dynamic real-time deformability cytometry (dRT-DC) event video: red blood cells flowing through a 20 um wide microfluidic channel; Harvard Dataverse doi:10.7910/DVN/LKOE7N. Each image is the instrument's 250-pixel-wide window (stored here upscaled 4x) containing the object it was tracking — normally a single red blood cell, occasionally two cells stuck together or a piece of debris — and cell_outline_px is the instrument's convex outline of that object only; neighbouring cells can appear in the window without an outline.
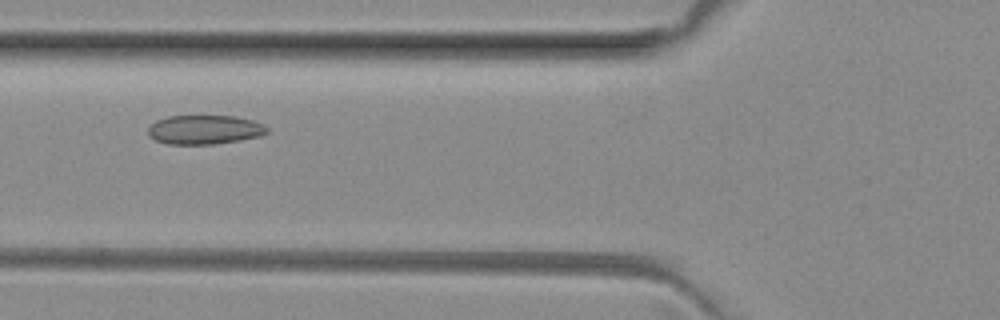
{"species": "common noctule bat (a hibernating species)", "species_latin": "Nyctalus noctula", "temperature_condition": "room temperature", "stored_images_in_passage": 49, "camera_frame_rate_fps": 3000, "um_per_image_px": 0.085, "animal": {"sex": "female", "body_mass_g": 29.2, "forearm_length_mm": 56.3}, "frame": {"image": 1, "passage_image": 17, "time_ms": 5.333, "image_size_px": [1000, 320], "cell_outline_px": [[268, 132], [260, 136], [240, 140], [212, 144], [168, 144], [156, 140], [148, 136], [148, 128], [156, 120], [168, 116], [236, 116], [252, 120], [264, 124], [268, 128]], "centroid_in_image_um": [17.39, 11.02], "position_along_channel_um": 108.4, "area_um2": 20.23}}
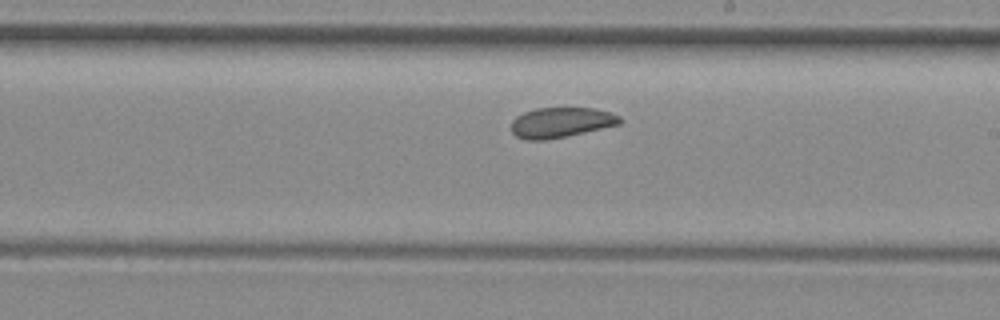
{"frame": {"image": 2, "passage_image": 27, "time_ms": 8.667, "image_size_px": [1000, 320], "cell_outline_px": [[624, 120], [620, 124], [584, 132], [544, 140], [528, 140], [516, 136], [512, 132], [512, 120], [516, 116], [524, 112], [536, 108], [596, 108], [620, 116]], "centroid_in_image_um": [47.69, 10.4], "position_along_channel_um": 241.3, "area_um2": 18.96}}
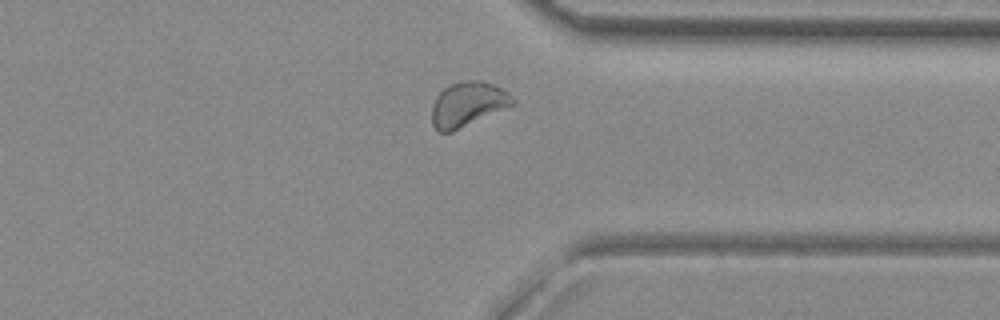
{"frame": {"image": 3, "passage_image": 37, "time_ms": 12.0, "image_size_px": [1000, 320], "cell_outline_px": [[516, 104], [452, 132], [440, 132], [432, 124], [432, 104], [436, 96], [444, 88], [460, 80], [480, 80], [492, 84], [508, 92], [516, 100]], "centroid_in_image_um": [39.77, 8.85], "position_along_channel_um": 371.6, "area_um2": 21.1}, "authors_computed_cell_mechanics": {"area_um2": 21.0392, "velocity_mm_per_s": 3.9937, "shape_relaxation_time_tau1_ms": 3.4339, "shape_relaxation_time_tau2_ms": 5.3471, "deformation_change_tau1": 0.0606, "deformation_change_tau2": 0.0763}}